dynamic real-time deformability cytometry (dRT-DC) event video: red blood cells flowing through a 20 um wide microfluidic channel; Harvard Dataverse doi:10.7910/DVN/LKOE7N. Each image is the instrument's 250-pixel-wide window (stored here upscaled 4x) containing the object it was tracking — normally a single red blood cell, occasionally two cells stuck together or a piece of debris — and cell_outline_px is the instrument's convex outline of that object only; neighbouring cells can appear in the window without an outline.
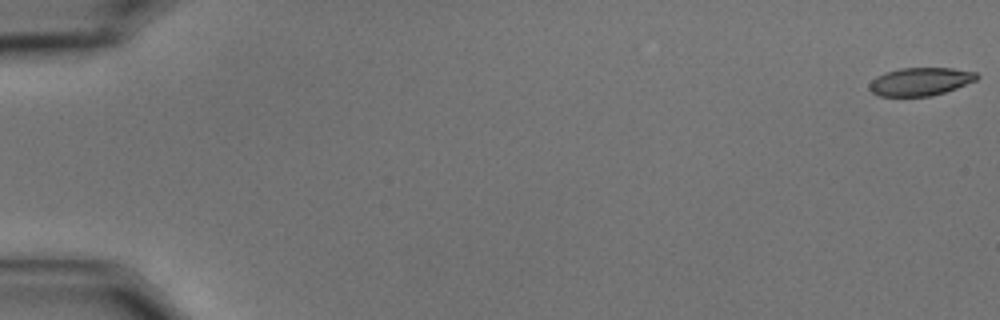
{"species": "common noctule bat (a hibernating species)", "species_latin": "Nyctalus noctula", "temperature_condition": "cold", "stored_images_in_passage": 59, "camera_frame_rate_fps": 3000, "um_per_image_px": 0.085, "animal": {"sex": "male", "body_mass_g": 15.6}, "frame": {"image": 1, "passage_image": 1, "time_ms": 0.0, "image_size_px": [1000, 320], "cell_outline_px": [[980, 76], [976, 80], [956, 88], [932, 96], [880, 96], [872, 92], [868, 88], [868, 84], [876, 76], [884, 72], [900, 68], [952, 68], [976, 72]], "centroid_in_image_um": [78.21, 6.93], "position_along_channel_um": 6.8, "area_um2": 17.63}}
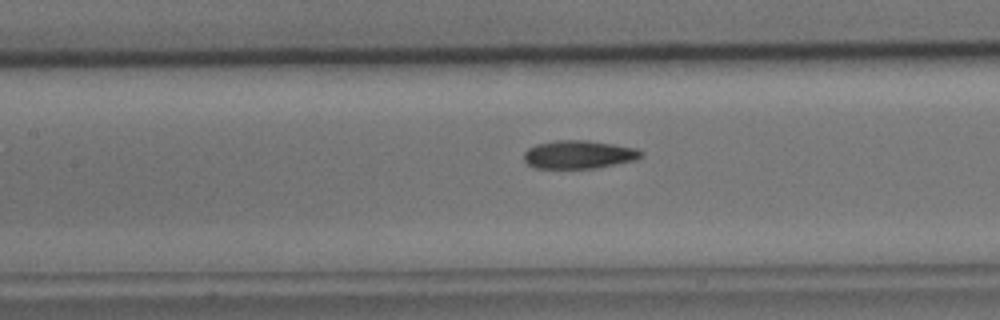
{"frame": {"image": 2, "passage_image": 28, "time_ms": 9.0, "image_size_px": [1000, 320], "cell_outline_px": [[644, 156], [636, 160], [596, 168], [536, 168], [528, 164], [524, 160], [524, 152], [528, 148], [536, 144], [556, 140], [588, 140], [636, 148], [644, 152]], "centroid_in_image_um": [49.22, 13.13], "position_along_channel_um": 158.2, "area_um2": 19.36}}
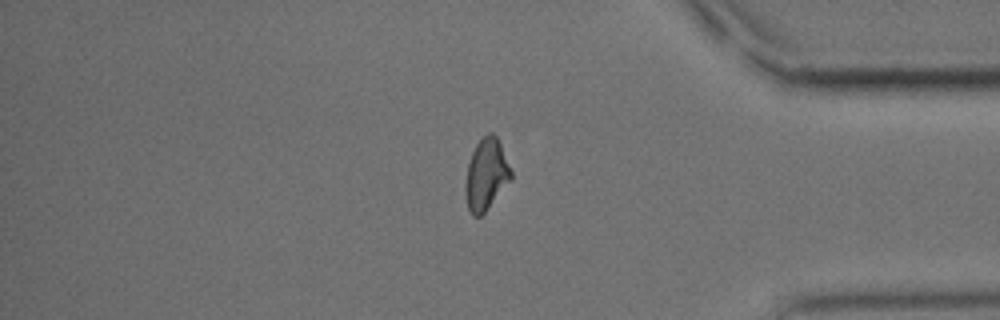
{"frame": {"image": 3, "passage_image": 50, "time_ms": 16.333, "image_size_px": [1000, 320], "cell_outline_px": [[512, 180], [484, 212], [480, 216], [472, 216], [468, 208], [464, 192], [464, 188], [468, 164], [472, 152], [476, 144], [488, 132], [492, 132], [496, 136], [500, 144], [512, 172]], "centroid_in_image_um": [41.32, 14.84], "position_along_channel_um": 393.9, "area_um2": 18.9}, "authors_computed_cell_mechanics": {"area_um2": 18.9006, "velocity_mm_per_s": 3.4837, "shape_relaxation_time_tau1_ms": null, "shape_relaxation_time_tau2_ms": 3.0659, "deformation_change_tau1": null, "deformation_change_tau2": 0.0803}}